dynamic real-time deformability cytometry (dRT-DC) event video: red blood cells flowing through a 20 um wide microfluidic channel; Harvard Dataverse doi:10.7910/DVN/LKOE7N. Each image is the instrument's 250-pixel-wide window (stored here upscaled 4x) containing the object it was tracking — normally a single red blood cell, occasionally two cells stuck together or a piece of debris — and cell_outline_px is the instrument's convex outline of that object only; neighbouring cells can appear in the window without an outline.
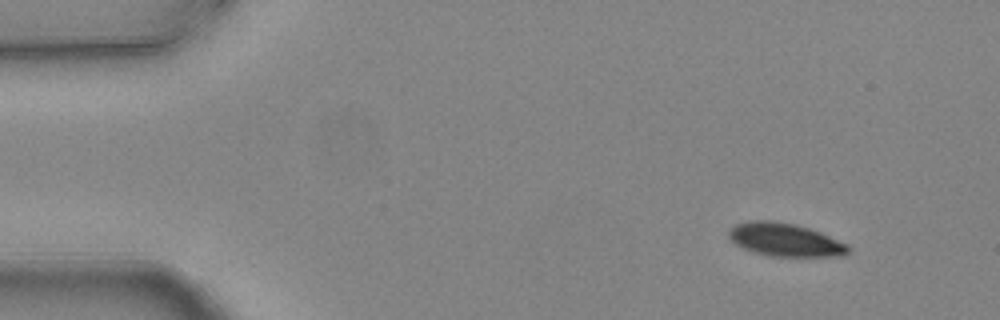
{"species": "common noctule bat (a hibernating species)", "species_latin": "Nyctalus noctula", "temperature_condition": "warm", "stored_images_in_passage": 2, "camera_frame_rate_fps": 3000, "um_per_image_px": 0.085, "animal": {"sex": "female", "body_mass_g": 24.6, "forearm_length_mm": 56.2}, "frame": {"image": 1, "passage_image": 2, "time_ms": 0.333, "image_size_px": [1000, 320], "cell_outline_px": [[848, 252], [844, 256], [768, 256], [744, 248], [736, 244], [728, 236], [728, 232], [736, 224], [752, 220], [772, 220], [796, 224], [820, 232], [848, 244]], "centroid_in_image_um": [66.74, 20.37], "position_along_channel_um": 18.3, "area_um2": 22.89}}